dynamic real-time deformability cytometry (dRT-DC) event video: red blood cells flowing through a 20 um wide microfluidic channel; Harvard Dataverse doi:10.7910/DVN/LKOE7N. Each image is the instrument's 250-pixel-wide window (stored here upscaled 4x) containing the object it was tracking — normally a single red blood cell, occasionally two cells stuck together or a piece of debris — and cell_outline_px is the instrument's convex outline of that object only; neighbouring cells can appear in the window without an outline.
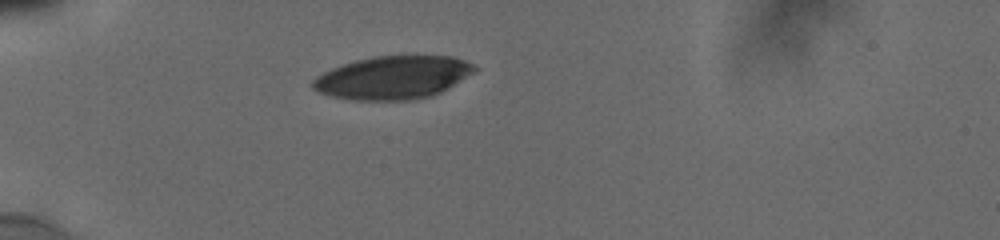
{"species": "human", "species_latin": "Homo sapiens", "temperature_condition": "cold", "stored_images_in_passage": 32, "camera_frame_rate_fps": 3000, "um_per_image_px": 0.085, "donor": {"sex": "male"}, "frame": {"image": 1, "passage_image": 1, "time_ms": 0.0, "image_size_px": [1000, 240], "cell_outline_px": [[480, 68], [448, 88], [440, 92], [428, 96], [412, 100], [352, 100], [332, 96], [320, 92], [312, 88], [312, 80], [316, 76], [332, 68], [356, 60], [372, 56], [452, 56], [464, 60]], "centroid_in_image_um": [33.4, 6.59], "position_along_channel_um": 51.6, "area_um2": 40.4}}
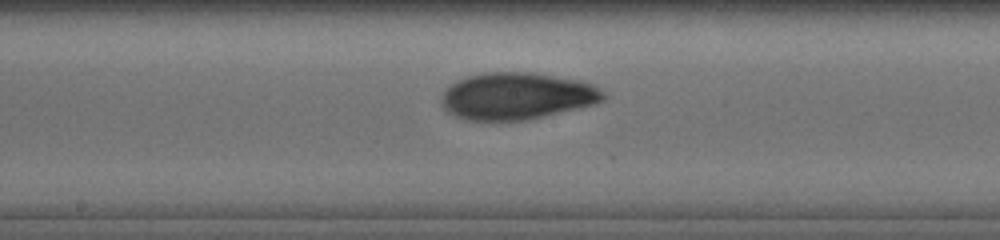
{"frame": {"image": 2, "passage_image": 15, "time_ms": 4.667, "image_size_px": [1000, 240], "cell_outline_px": [[604, 96], [600, 100], [592, 104], [576, 108], [524, 120], [468, 120], [456, 116], [448, 112], [440, 104], [440, 96], [444, 88], [448, 84], [456, 80], [468, 76], [484, 72], [532, 72], [580, 80], [592, 84], [604, 92]], "centroid_in_image_um": [43.83, 8.14], "position_along_channel_um": 204.4, "area_um2": 44.16}}
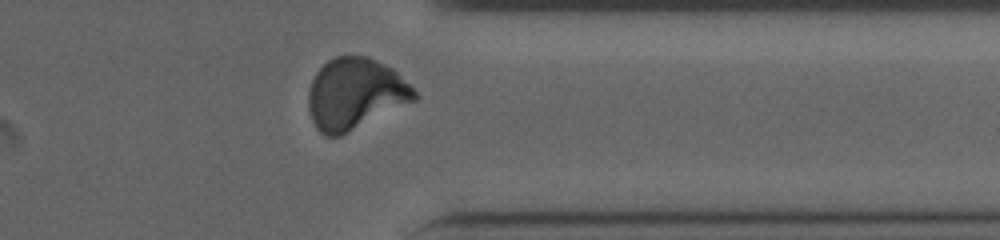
{"frame": {"image": 3, "passage_image": 29, "time_ms": 9.333, "image_size_px": [1000, 240], "cell_outline_px": [[420, 96], [416, 100], [340, 136], [324, 136], [316, 128], [312, 120], [308, 104], [308, 92], [312, 80], [316, 72], [328, 60], [336, 56], [368, 56], [392, 68]], "centroid_in_image_um": [30.17, 7.98], "position_along_channel_um": 381.2, "area_um2": 43.75}, "authors_computed_cell_mechanics": {"area_um2": 43.6101, "velocity_mm_per_s": 3.8433, "shape_relaxation_time_tau1_ms": 7.0389, "shape_relaxation_time_tau2_ms": 2.0118, "deformation_change_tau1": 0.2021, "deformation_change_tau2": 0.061}}